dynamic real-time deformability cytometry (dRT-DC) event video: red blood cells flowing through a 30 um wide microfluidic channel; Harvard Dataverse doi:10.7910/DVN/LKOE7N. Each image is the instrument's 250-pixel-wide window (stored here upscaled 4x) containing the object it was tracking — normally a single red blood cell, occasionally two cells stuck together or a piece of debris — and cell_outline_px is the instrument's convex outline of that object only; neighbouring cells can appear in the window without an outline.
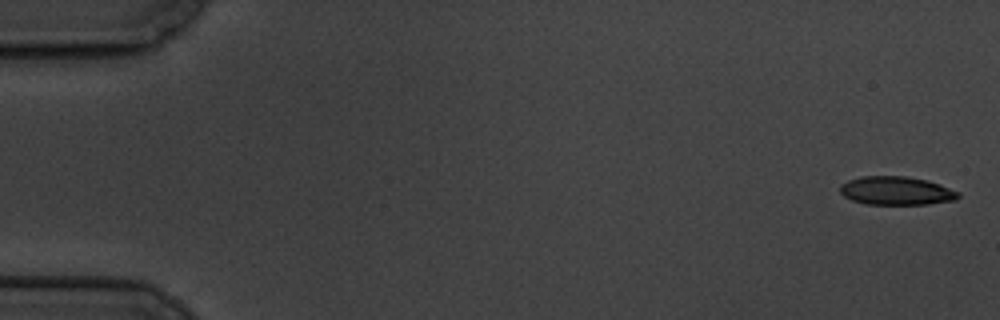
{"species": "common noctule bat (a hibernating species)", "species_latin": "Nyctalus noctula", "temperature_condition": "cold", "stored_images_in_passage": 8, "camera_frame_rate_fps": 3000, "um_per_image_px": 0.085, "animal": {"sex": "male", "body_mass_g": 19.5, "forearm_length_mm": 54.6}, "frame": {"image": 1, "passage_image": 1, "time_ms": 0.0, "image_size_px": [1000, 320], "cell_outline_px": [[960, 196], [956, 200], [928, 204], [864, 204], [852, 200], [844, 196], [840, 192], [840, 184], [848, 180], [860, 176], [908, 176], [928, 180], [940, 184], [960, 192]], "centroid_in_image_um": [76.19, 16.21], "position_along_channel_um": 8.8, "area_um2": 19.83}}
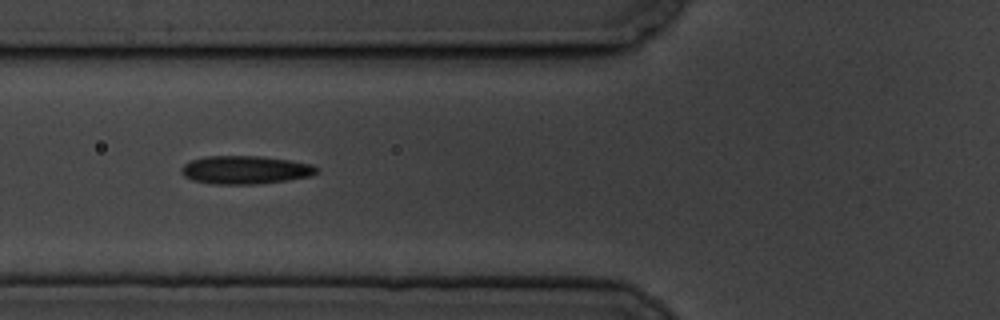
{"frame": {"image": 2, "passage_image": 7, "time_ms": 7.0, "image_size_px": [1000, 320], "cell_outline_px": [[320, 172], [312, 176], [288, 180], [256, 184], [212, 184], [192, 180], [184, 176], [180, 172], [180, 168], [188, 160], [204, 156], [260, 156], [288, 160], [312, 164], [320, 168]], "centroid_in_image_um": [20.85, 14.44], "position_along_channel_um": 105.0, "area_um2": 22.6}}
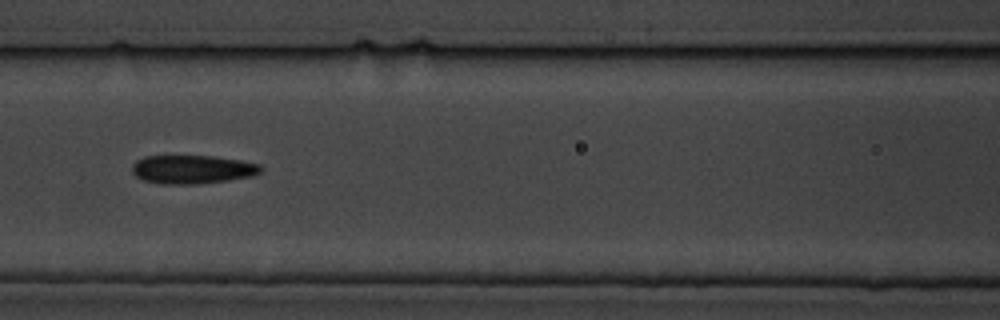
{"frame": {"image": 3, "passage_image": 8, "time_ms": 8.333, "image_size_px": [1000, 320], "cell_outline_px": [[264, 168], [260, 172], [252, 176], [228, 180], [192, 184], [164, 184], [144, 180], [136, 176], [132, 172], [132, 164], [136, 160], [144, 156], [212, 156], [240, 160], [260, 164]], "centroid_in_image_um": [16.35, 14.39], "position_along_channel_um": 150.3, "area_um2": 21.39}}